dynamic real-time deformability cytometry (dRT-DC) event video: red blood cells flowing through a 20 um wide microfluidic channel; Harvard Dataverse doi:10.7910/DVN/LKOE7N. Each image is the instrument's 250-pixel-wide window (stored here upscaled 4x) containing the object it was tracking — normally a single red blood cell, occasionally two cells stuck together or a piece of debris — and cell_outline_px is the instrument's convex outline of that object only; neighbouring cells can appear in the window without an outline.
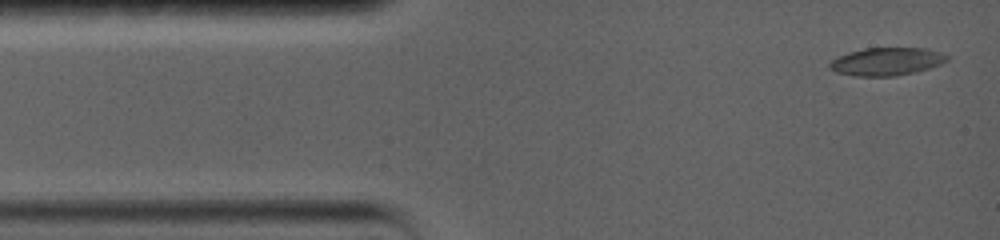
{"species": "common noctule bat (a hibernating species)", "species_latin": "Nyctalus noctula", "temperature_condition": "warm", "stored_images_in_passage": 16, "camera_frame_rate_fps": 5000, "um_per_image_px": 0.085, "animal": {"sex": "female", "body_mass_g": 19.0, "forearm_length_mm": 56.7}, "frame": {"image": 1, "passage_image": 1, "time_ms": 0.0, "image_size_px": [1000, 240], "cell_outline_px": [[948, 60], [940, 64], [916, 72], [896, 76], [852, 76], [836, 72], [828, 68], [828, 64], [836, 56], [848, 52], [864, 48], [928, 48], [940, 52], [948, 56]], "centroid_in_image_um": [75.32, 5.23], "position_along_channel_um": 9.7, "area_um2": 19.25}}
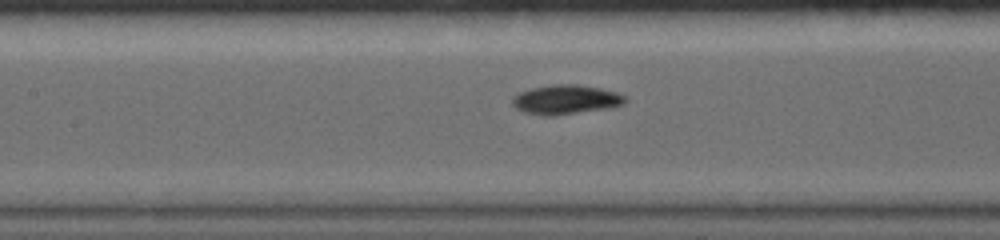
{"frame": {"image": 2, "passage_image": 10, "time_ms": 6.0, "image_size_px": [1000, 240], "cell_outline_px": [[628, 100], [624, 104], [608, 108], [552, 116], [544, 116], [524, 112], [516, 108], [512, 104], [512, 96], [520, 92], [532, 88], [552, 84], [576, 84], [600, 88], [616, 92], [624, 96]], "centroid_in_image_um": [48.07, 8.46], "position_along_channel_um": 159.3, "area_um2": 19.31}}
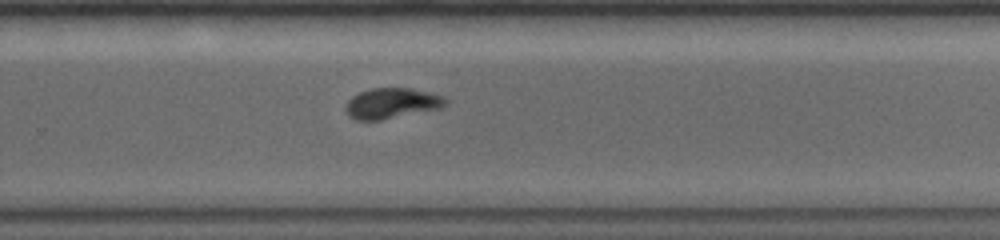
{"frame": {"image": 3, "passage_image": 16, "time_ms": 9.8, "image_size_px": [1000, 240], "cell_outline_px": [[448, 104], [440, 108], [380, 120], [356, 120], [348, 116], [344, 112], [344, 108], [348, 100], [352, 96], [360, 92], [372, 88], [412, 88], [444, 96], [448, 100]], "centroid_in_image_um": [33.28, 8.78], "position_along_channel_um": 296.5, "area_um2": 17.86}}